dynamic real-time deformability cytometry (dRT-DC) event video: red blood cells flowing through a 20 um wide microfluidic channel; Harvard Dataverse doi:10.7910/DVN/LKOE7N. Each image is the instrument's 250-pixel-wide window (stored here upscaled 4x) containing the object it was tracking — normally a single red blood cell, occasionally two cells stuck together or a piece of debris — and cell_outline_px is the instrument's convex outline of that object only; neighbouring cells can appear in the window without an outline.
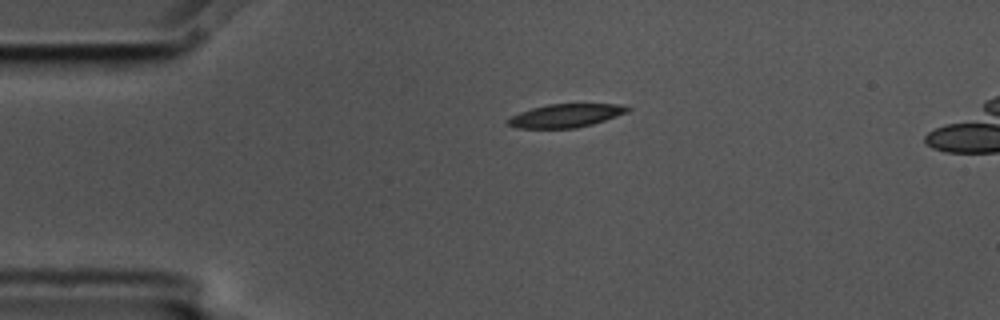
{"species": "common noctule bat (a hibernating species)", "species_latin": "Nyctalus noctula", "temperature_condition": "cold", "stored_images_in_passage": 3, "camera_frame_rate_fps": 3000, "um_per_image_px": 0.085, "animal": {"sex": "male", "body_mass_g": 17.5, "forearm_length_mm": 52.3}, "frame": {"image": 1, "passage_image": 1, "time_ms": 0.0, "image_size_px": [1000, 320], "cell_outline_px": [[632, 108], [628, 112], [592, 124], [576, 128], [516, 128], [504, 124], [504, 120], [520, 112], [532, 108], [548, 104], [620, 104]], "centroid_in_image_um": [48.04, 9.83], "position_along_channel_um": 37.0, "area_um2": 16.36}}